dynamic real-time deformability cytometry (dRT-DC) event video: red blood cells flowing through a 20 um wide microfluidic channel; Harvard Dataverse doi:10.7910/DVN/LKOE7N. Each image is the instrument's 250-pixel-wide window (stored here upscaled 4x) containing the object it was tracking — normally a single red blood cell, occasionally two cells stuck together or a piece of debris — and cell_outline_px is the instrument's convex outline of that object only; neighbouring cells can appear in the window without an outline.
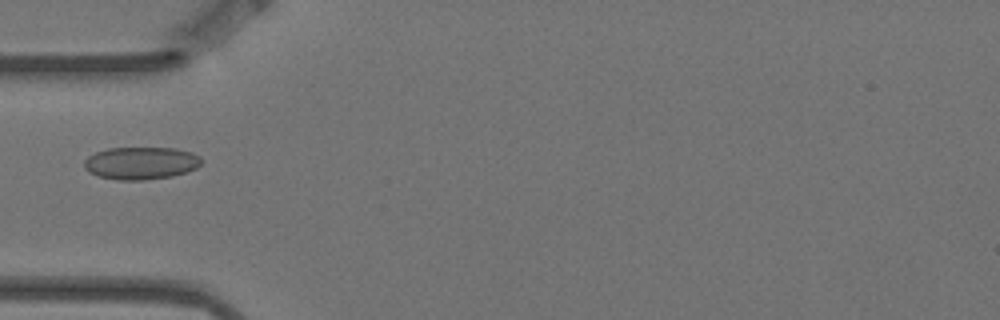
{"species": "Egyptian fruit bat (a non-hibernating species)", "species_latin": "Rousettus aegyptiacus", "temperature_condition": "warm", "stored_images_in_passage": 9, "camera_frame_rate_fps": 3000, "um_per_image_px": 0.085, "animal": {"sex": "female"}, "frame": {"image": 1, "passage_image": 4, "time_ms": 1.0, "image_size_px": [1000, 320], "cell_outline_px": [[200, 164], [196, 168], [172, 176], [140, 180], [120, 180], [100, 176], [88, 172], [84, 168], [84, 160], [88, 156], [96, 152], [108, 148], [176, 148], [192, 152], [200, 156]], "centroid_in_image_um": [11.96, 13.85], "position_along_channel_um": 73.0, "area_um2": 22.08}}
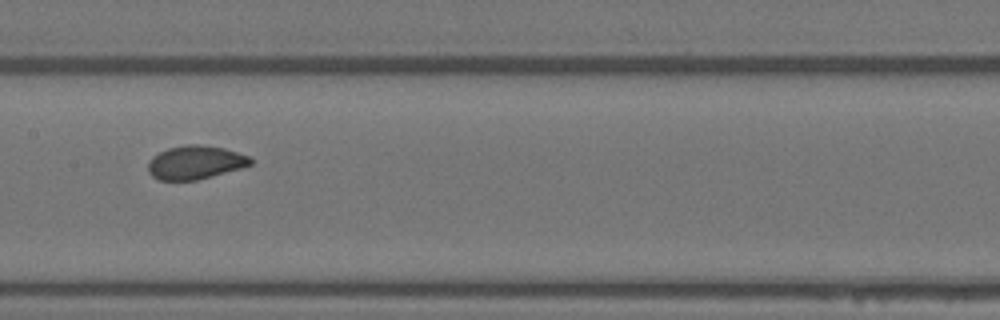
{"frame": {"image": 2, "passage_image": 7, "time_ms": 2.0, "image_size_px": [1000, 320], "cell_outline_px": [[252, 164], [240, 168], [196, 180], [160, 180], [152, 176], [148, 172], [148, 160], [152, 156], [168, 148], [184, 144], [200, 144], [224, 148], [248, 156], [252, 160]], "centroid_in_image_um": [16.55, 13.79], "position_along_channel_um": 190.8, "area_um2": 19.94}}
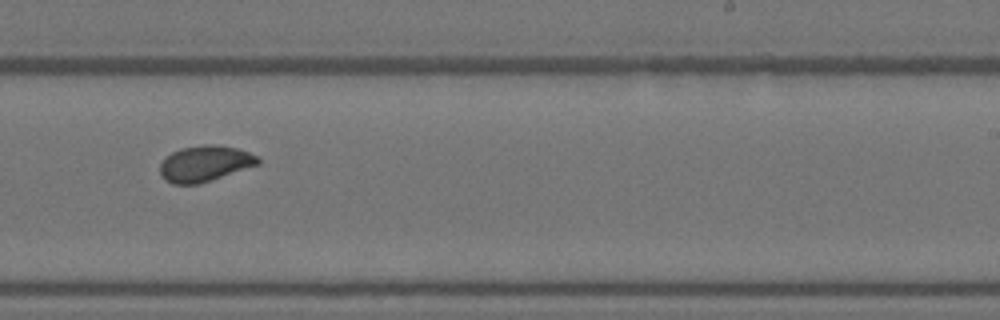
{"frame": {"image": 3, "passage_image": 9, "time_ms": 2.667, "image_size_px": [1000, 320], "cell_outline_px": [[260, 164], [200, 184], [172, 184], [164, 180], [160, 176], [160, 164], [172, 152], [180, 148], [204, 144], [212, 144], [236, 148], [248, 152], [256, 156], [260, 160]], "centroid_in_image_um": [17.4, 13.91], "position_along_channel_um": 271.6, "area_um2": 20.52}}